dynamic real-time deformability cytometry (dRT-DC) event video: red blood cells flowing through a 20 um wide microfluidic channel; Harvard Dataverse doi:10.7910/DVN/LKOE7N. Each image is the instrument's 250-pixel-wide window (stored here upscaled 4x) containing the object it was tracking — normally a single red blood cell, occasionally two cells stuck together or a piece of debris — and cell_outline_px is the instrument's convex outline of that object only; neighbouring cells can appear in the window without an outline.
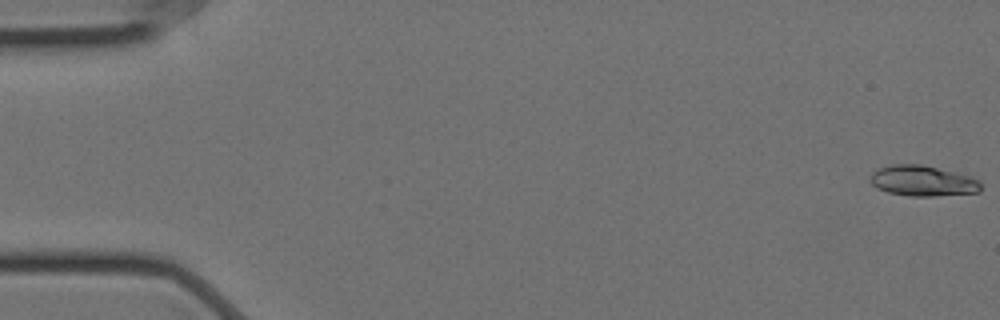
{"species": "Egyptian fruit bat (a non-hibernating species)", "species_latin": "Rousettus aegyptiacus", "temperature_condition": "cold", "stored_images_in_passage": 58, "camera_frame_rate_fps": 3000, "um_per_image_px": 0.085, "animal": {"sex": "female"}, "frame": {"image": 1, "passage_image": 1, "time_ms": 0.0, "image_size_px": [1000, 320], "cell_outline_px": [[980, 192], [932, 196], [908, 196], [888, 192], [876, 188], [872, 184], [872, 172], [880, 168], [892, 164], [920, 164], [968, 176], [980, 180]], "centroid_in_image_um": [78.42, 15.38], "position_along_channel_um": 6.6, "area_um2": 19.36}}
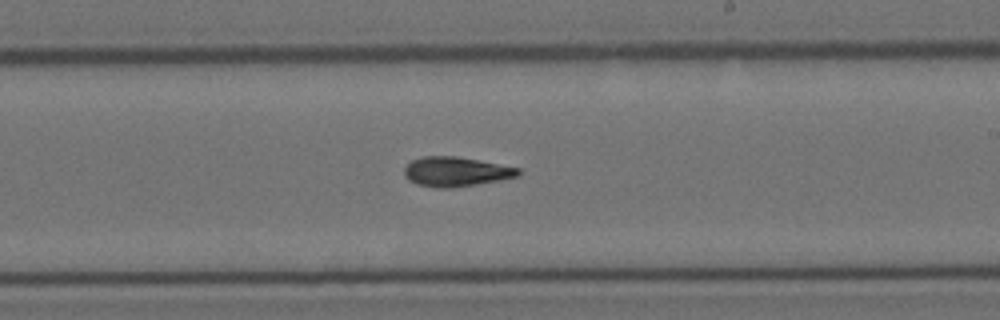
{"frame": {"image": 2, "passage_image": 34, "time_ms": 11.0, "image_size_px": [1000, 320], "cell_outline_px": [[520, 176], [476, 184], [452, 188], [440, 188], [416, 184], [408, 180], [404, 176], [404, 168], [412, 160], [424, 156], [456, 156], [520, 168]], "centroid_in_image_um": [38.73, 14.59], "position_along_channel_um": 250.3, "area_um2": 19.54}}
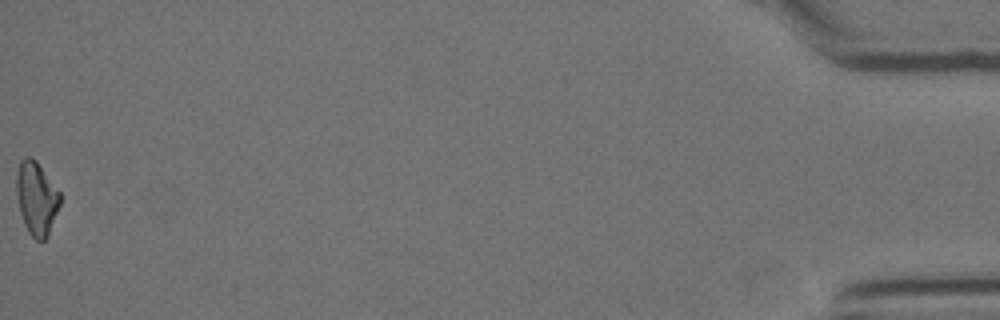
{"frame": {"image": 3, "passage_image": 58, "time_ms": 19.0, "image_size_px": [1000, 320], "cell_outline_px": [[60, 204], [48, 236], [44, 240], [36, 240], [28, 232], [24, 224], [20, 212], [16, 192], [16, 172], [20, 160], [24, 156], [32, 156], [36, 160], [60, 192]], "centroid_in_image_um": [3.09, 16.82], "position_along_channel_um": 432.1, "area_um2": 18.73}, "authors_computed_cell_mechanics": {"area_um2": 19.1896, "velocity_mm_per_s": 3.5311, "shape_relaxation_time_tau1_ms": 7.4305, "shape_relaxation_time_tau2_ms": 8.7553, "deformation_change_tau1": 0.1845, "deformation_change_tau2": 0.1618}}